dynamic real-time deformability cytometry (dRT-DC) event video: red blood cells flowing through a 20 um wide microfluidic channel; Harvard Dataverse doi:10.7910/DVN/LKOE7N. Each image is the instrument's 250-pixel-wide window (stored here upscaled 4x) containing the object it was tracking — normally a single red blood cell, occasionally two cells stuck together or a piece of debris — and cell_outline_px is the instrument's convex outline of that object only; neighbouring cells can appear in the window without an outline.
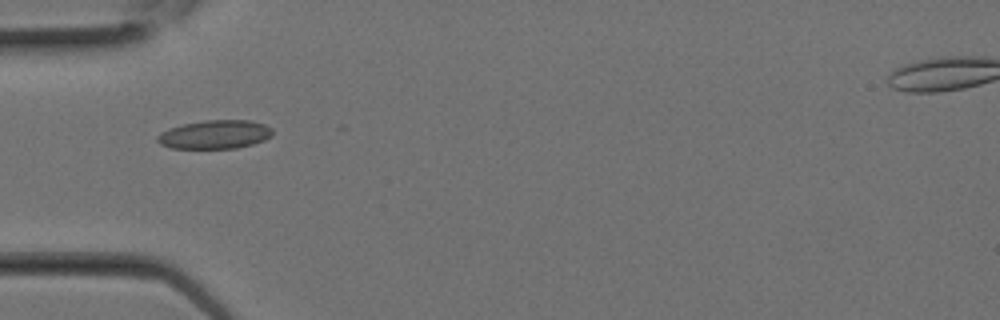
{"species": "Egyptian fruit bat (a non-hibernating species)", "species_latin": "Rousettus aegyptiacus", "temperature_condition": "room temperature", "stored_images_in_passage": 10, "camera_frame_rate_fps": 3000, "um_per_image_px": 0.085, "animal": {"sex": "female"}, "frame": {"image": 1, "passage_image": 2, "time_ms": 0.333, "image_size_px": [1000, 320], "cell_outline_px": [[272, 136], [264, 140], [252, 144], [236, 148], [172, 148], [160, 144], [156, 140], [156, 136], [160, 132], [168, 128], [184, 124], [204, 120], [248, 120], [264, 124], [272, 128]], "centroid_in_image_um": [18.25, 11.43], "position_along_channel_um": 66.8, "area_um2": 19.25}}
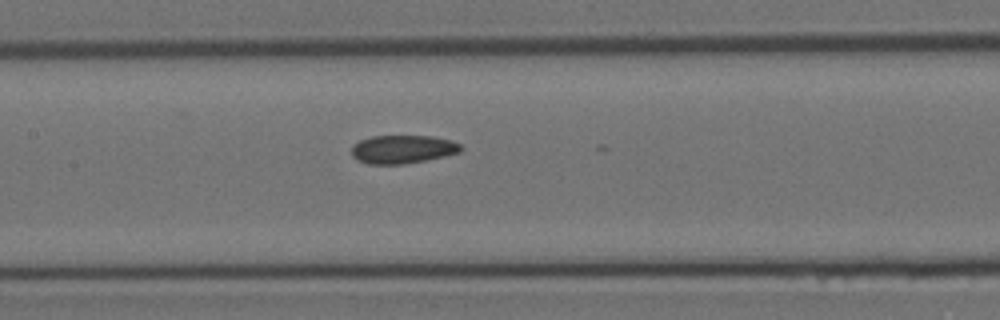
{"frame": {"image": 2, "passage_image": 6, "time_ms": 1.667, "image_size_px": [1000, 320], "cell_outline_px": [[464, 148], [460, 152], [444, 156], [404, 164], [368, 164], [356, 160], [352, 156], [352, 144], [360, 140], [372, 136], [432, 136], [452, 140], [460, 144]], "centroid_in_image_um": [34.22, 12.68], "position_along_channel_um": 173.2, "area_um2": 18.15}}
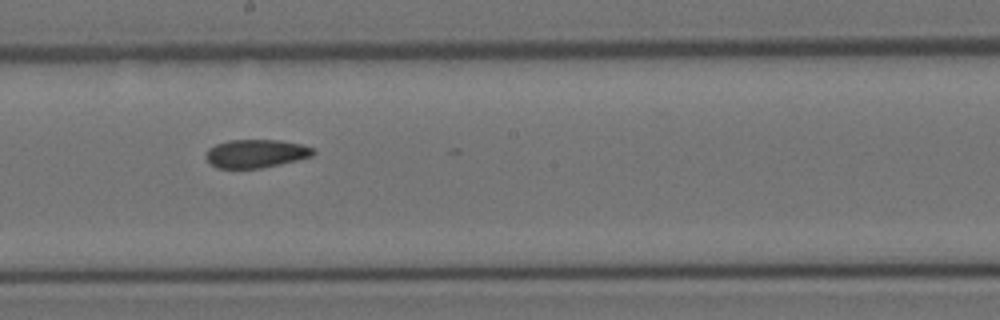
{"frame": {"image": 3, "passage_image": 8, "time_ms": 2.333, "image_size_px": [1000, 320], "cell_outline_px": [[316, 152], [312, 156], [280, 164], [260, 168], [216, 168], [204, 156], [208, 148], [216, 144], [228, 140], [280, 140], [304, 144], [312, 148]], "centroid_in_image_um": [21.75, 13.04], "position_along_channel_um": 226.4, "area_um2": 17.74}}